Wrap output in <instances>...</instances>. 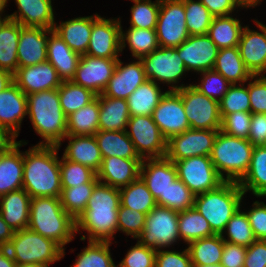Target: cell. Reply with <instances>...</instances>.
<instances>
[{"label":"cell","mask_w":266,"mask_h":267,"mask_svg":"<svg viewBox=\"0 0 266 267\" xmlns=\"http://www.w3.org/2000/svg\"><path fill=\"white\" fill-rule=\"evenodd\" d=\"M119 189L98 182L88 200L86 209L75 220L76 233L87 232L80 240L113 242L118 232L117 217L120 207ZM82 230V231H81Z\"/></svg>","instance_id":"6da1fadb"},{"label":"cell","mask_w":266,"mask_h":267,"mask_svg":"<svg viewBox=\"0 0 266 267\" xmlns=\"http://www.w3.org/2000/svg\"><path fill=\"white\" fill-rule=\"evenodd\" d=\"M56 145H32L23 152L22 188L35 197L60 198V157Z\"/></svg>","instance_id":"7a4b0ae2"},{"label":"cell","mask_w":266,"mask_h":267,"mask_svg":"<svg viewBox=\"0 0 266 267\" xmlns=\"http://www.w3.org/2000/svg\"><path fill=\"white\" fill-rule=\"evenodd\" d=\"M27 107V118L43 139L37 145H56L60 148L67 135V117L60 105L58 89L27 95Z\"/></svg>","instance_id":"3957f363"},{"label":"cell","mask_w":266,"mask_h":267,"mask_svg":"<svg viewBox=\"0 0 266 267\" xmlns=\"http://www.w3.org/2000/svg\"><path fill=\"white\" fill-rule=\"evenodd\" d=\"M28 228L58 243L64 250L76 234V221L63 209L60 198L31 199Z\"/></svg>","instance_id":"277c9868"},{"label":"cell","mask_w":266,"mask_h":267,"mask_svg":"<svg viewBox=\"0 0 266 267\" xmlns=\"http://www.w3.org/2000/svg\"><path fill=\"white\" fill-rule=\"evenodd\" d=\"M244 192L238 182L224 181L216 189L195 197L194 207L209 222L215 234H221L232 218L242 207Z\"/></svg>","instance_id":"5b68a950"},{"label":"cell","mask_w":266,"mask_h":267,"mask_svg":"<svg viewBox=\"0 0 266 267\" xmlns=\"http://www.w3.org/2000/svg\"><path fill=\"white\" fill-rule=\"evenodd\" d=\"M254 145L219 130L210 155L211 161L224 181L239 182L247 173Z\"/></svg>","instance_id":"8992f818"},{"label":"cell","mask_w":266,"mask_h":267,"mask_svg":"<svg viewBox=\"0 0 266 267\" xmlns=\"http://www.w3.org/2000/svg\"><path fill=\"white\" fill-rule=\"evenodd\" d=\"M17 265L43 264L50 266L65 256V250L55 241L25 228L15 231L6 246Z\"/></svg>","instance_id":"52a82bcc"},{"label":"cell","mask_w":266,"mask_h":267,"mask_svg":"<svg viewBox=\"0 0 266 267\" xmlns=\"http://www.w3.org/2000/svg\"><path fill=\"white\" fill-rule=\"evenodd\" d=\"M145 77L157 84H167L168 91H178L188 84H179L183 76L189 73L176 51L172 47H159L141 58ZM180 79V80H179ZM179 84V85H178Z\"/></svg>","instance_id":"ba28073f"},{"label":"cell","mask_w":266,"mask_h":267,"mask_svg":"<svg viewBox=\"0 0 266 267\" xmlns=\"http://www.w3.org/2000/svg\"><path fill=\"white\" fill-rule=\"evenodd\" d=\"M179 212L156 205L145 218L142 233L136 238L146 247L169 249L180 240L178 229Z\"/></svg>","instance_id":"9c48e42d"},{"label":"cell","mask_w":266,"mask_h":267,"mask_svg":"<svg viewBox=\"0 0 266 267\" xmlns=\"http://www.w3.org/2000/svg\"><path fill=\"white\" fill-rule=\"evenodd\" d=\"M191 129L221 130L219 102L207 97L191 84L178 90Z\"/></svg>","instance_id":"30bf717a"},{"label":"cell","mask_w":266,"mask_h":267,"mask_svg":"<svg viewBox=\"0 0 266 267\" xmlns=\"http://www.w3.org/2000/svg\"><path fill=\"white\" fill-rule=\"evenodd\" d=\"M126 132L141 159L166 156L167 140L152 116H131Z\"/></svg>","instance_id":"8fae6325"},{"label":"cell","mask_w":266,"mask_h":267,"mask_svg":"<svg viewBox=\"0 0 266 267\" xmlns=\"http://www.w3.org/2000/svg\"><path fill=\"white\" fill-rule=\"evenodd\" d=\"M155 30L159 47L176 48L190 36L182 0H160Z\"/></svg>","instance_id":"7c38bea8"},{"label":"cell","mask_w":266,"mask_h":267,"mask_svg":"<svg viewBox=\"0 0 266 267\" xmlns=\"http://www.w3.org/2000/svg\"><path fill=\"white\" fill-rule=\"evenodd\" d=\"M178 178L197 196L216 189L224 180L210 156H196L174 162Z\"/></svg>","instance_id":"4fadbf2b"},{"label":"cell","mask_w":266,"mask_h":267,"mask_svg":"<svg viewBox=\"0 0 266 267\" xmlns=\"http://www.w3.org/2000/svg\"><path fill=\"white\" fill-rule=\"evenodd\" d=\"M121 18L93 15L92 32L86 55L99 58H119L121 51Z\"/></svg>","instance_id":"5bb4252c"},{"label":"cell","mask_w":266,"mask_h":267,"mask_svg":"<svg viewBox=\"0 0 266 267\" xmlns=\"http://www.w3.org/2000/svg\"><path fill=\"white\" fill-rule=\"evenodd\" d=\"M217 130L188 129L167 140L166 157L172 162L196 156H210Z\"/></svg>","instance_id":"9a60e30c"},{"label":"cell","mask_w":266,"mask_h":267,"mask_svg":"<svg viewBox=\"0 0 266 267\" xmlns=\"http://www.w3.org/2000/svg\"><path fill=\"white\" fill-rule=\"evenodd\" d=\"M166 140L190 129L181 94L178 91H167L152 114Z\"/></svg>","instance_id":"2e32d148"},{"label":"cell","mask_w":266,"mask_h":267,"mask_svg":"<svg viewBox=\"0 0 266 267\" xmlns=\"http://www.w3.org/2000/svg\"><path fill=\"white\" fill-rule=\"evenodd\" d=\"M118 59L82 55L72 82L100 95L112 77Z\"/></svg>","instance_id":"e0dca14e"},{"label":"cell","mask_w":266,"mask_h":267,"mask_svg":"<svg viewBox=\"0 0 266 267\" xmlns=\"http://www.w3.org/2000/svg\"><path fill=\"white\" fill-rule=\"evenodd\" d=\"M140 178L156 199L157 205L164 206L167 190L171 183L178 178L177 168L174 162L166 156L142 159Z\"/></svg>","instance_id":"ac0fdd59"},{"label":"cell","mask_w":266,"mask_h":267,"mask_svg":"<svg viewBox=\"0 0 266 267\" xmlns=\"http://www.w3.org/2000/svg\"><path fill=\"white\" fill-rule=\"evenodd\" d=\"M259 31L246 25L242 31L238 50L245 67L252 76L266 75V24L253 20Z\"/></svg>","instance_id":"d6986e66"},{"label":"cell","mask_w":266,"mask_h":267,"mask_svg":"<svg viewBox=\"0 0 266 267\" xmlns=\"http://www.w3.org/2000/svg\"><path fill=\"white\" fill-rule=\"evenodd\" d=\"M176 51L188 72L213 70L219 49L206 35H190Z\"/></svg>","instance_id":"ffe728a7"},{"label":"cell","mask_w":266,"mask_h":267,"mask_svg":"<svg viewBox=\"0 0 266 267\" xmlns=\"http://www.w3.org/2000/svg\"><path fill=\"white\" fill-rule=\"evenodd\" d=\"M27 95L13 82L0 92V129L16 140L27 116Z\"/></svg>","instance_id":"44dd1931"},{"label":"cell","mask_w":266,"mask_h":267,"mask_svg":"<svg viewBox=\"0 0 266 267\" xmlns=\"http://www.w3.org/2000/svg\"><path fill=\"white\" fill-rule=\"evenodd\" d=\"M147 78L141 59L124 64L119 58L112 77L102 95L110 98L127 99Z\"/></svg>","instance_id":"7402d4cb"},{"label":"cell","mask_w":266,"mask_h":267,"mask_svg":"<svg viewBox=\"0 0 266 267\" xmlns=\"http://www.w3.org/2000/svg\"><path fill=\"white\" fill-rule=\"evenodd\" d=\"M14 83L26 94L58 89L62 80L50 62L18 67L13 74Z\"/></svg>","instance_id":"603a6c76"},{"label":"cell","mask_w":266,"mask_h":267,"mask_svg":"<svg viewBox=\"0 0 266 267\" xmlns=\"http://www.w3.org/2000/svg\"><path fill=\"white\" fill-rule=\"evenodd\" d=\"M25 140H12L0 150V197L23 186V152Z\"/></svg>","instance_id":"cb8c5ba5"},{"label":"cell","mask_w":266,"mask_h":267,"mask_svg":"<svg viewBox=\"0 0 266 267\" xmlns=\"http://www.w3.org/2000/svg\"><path fill=\"white\" fill-rule=\"evenodd\" d=\"M53 29L22 27L17 49L18 67L32 66L47 61L48 36Z\"/></svg>","instance_id":"d4e9b609"},{"label":"cell","mask_w":266,"mask_h":267,"mask_svg":"<svg viewBox=\"0 0 266 267\" xmlns=\"http://www.w3.org/2000/svg\"><path fill=\"white\" fill-rule=\"evenodd\" d=\"M141 162L142 159L105 157L97 172V179L101 183L118 189L128 186L140 177Z\"/></svg>","instance_id":"484cf974"},{"label":"cell","mask_w":266,"mask_h":267,"mask_svg":"<svg viewBox=\"0 0 266 267\" xmlns=\"http://www.w3.org/2000/svg\"><path fill=\"white\" fill-rule=\"evenodd\" d=\"M10 1V0H7ZM17 10L6 14L7 18L17 21L23 27H42L53 29L55 13L52 0H14Z\"/></svg>","instance_id":"4316f807"},{"label":"cell","mask_w":266,"mask_h":267,"mask_svg":"<svg viewBox=\"0 0 266 267\" xmlns=\"http://www.w3.org/2000/svg\"><path fill=\"white\" fill-rule=\"evenodd\" d=\"M81 55L74 52L54 31L48 36L47 61L56 69L62 81H72Z\"/></svg>","instance_id":"83f0119b"},{"label":"cell","mask_w":266,"mask_h":267,"mask_svg":"<svg viewBox=\"0 0 266 267\" xmlns=\"http://www.w3.org/2000/svg\"><path fill=\"white\" fill-rule=\"evenodd\" d=\"M68 144L63 152V157L69 161L80 163L98 172L102 164V155L94 135L73 136L66 135Z\"/></svg>","instance_id":"f1b7e54d"},{"label":"cell","mask_w":266,"mask_h":267,"mask_svg":"<svg viewBox=\"0 0 266 267\" xmlns=\"http://www.w3.org/2000/svg\"><path fill=\"white\" fill-rule=\"evenodd\" d=\"M31 199L23 188L0 197V214L14 231L28 228Z\"/></svg>","instance_id":"f546056e"},{"label":"cell","mask_w":266,"mask_h":267,"mask_svg":"<svg viewBox=\"0 0 266 267\" xmlns=\"http://www.w3.org/2000/svg\"><path fill=\"white\" fill-rule=\"evenodd\" d=\"M54 24L53 31L79 55H85L92 32L93 15L72 18Z\"/></svg>","instance_id":"4dcf8cb0"},{"label":"cell","mask_w":266,"mask_h":267,"mask_svg":"<svg viewBox=\"0 0 266 267\" xmlns=\"http://www.w3.org/2000/svg\"><path fill=\"white\" fill-rule=\"evenodd\" d=\"M96 97L100 104L99 130L126 131L131 117L127 100L110 98L102 94Z\"/></svg>","instance_id":"1f68e13d"},{"label":"cell","mask_w":266,"mask_h":267,"mask_svg":"<svg viewBox=\"0 0 266 267\" xmlns=\"http://www.w3.org/2000/svg\"><path fill=\"white\" fill-rule=\"evenodd\" d=\"M238 184L245 195L266 197V145L254 146L249 169Z\"/></svg>","instance_id":"d6a6232c"},{"label":"cell","mask_w":266,"mask_h":267,"mask_svg":"<svg viewBox=\"0 0 266 267\" xmlns=\"http://www.w3.org/2000/svg\"><path fill=\"white\" fill-rule=\"evenodd\" d=\"M22 27L17 21L7 17L0 24V69L12 74L18 68L17 49Z\"/></svg>","instance_id":"836d02e7"},{"label":"cell","mask_w":266,"mask_h":267,"mask_svg":"<svg viewBox=\"0 0 266 267\" xmlns=\"http://www.w3.org/2000/svg\"><path fill=\"white\" fill-rule=\"evenodd\" d=\"M160 85L145 80L126 100L130 116H152L154 109L168 90L162 91Z\"/></svg>","instance_id":"e575fe53"},{"label":"cell","mask_w":266,"mask_h":267,"mask_svg":"<svg viewBox=\"0 0 266 267\" xmlns=\"http://www.w3.org/2000/svg\"><path fill=\"white\" fill-rule=\"evenodd\" d=\"M102 158L141 159L126 131L99 130L95 135Z\"/></svg>","instance_id":"d590c367"},{"label":"cell","mask_w":266,"mask_h":267,"mask_svg":"<svg viewBox=\"0 0 266 267\" xmlns=\"http://www.w3.org/2000/svg\"><path fill=\"white\" fill-rule=\"evenodd\" d=\"M213 70L220 73L232 85L245 84L252 77L244 65L237 46L219 49Z\"/></svg>","instance_id":"8d00e7d4"},{"label":"cell","mask_w":266,"mask_h":267,"mask_svg":"<svg viewBox=\"0 0 266 267\" xmlns=\"http://www.w3.org/2000/svg\"><path fill=\"white\" fill-rule=\"evenodd\" d=\"M233 15L213 17L207 35L218 49L231 48L239 45L242 31L245 27L239 18Z\"/></svg>","instance_id":"74e56055"},{"label":"cell","mask_w":266,"mask_h":267,"mask_svg":"<svg viewBox=\"0 0 266 267\" xmlns=\"http://www.w3.org/2000/svg\"><path fill=\"white\" fill-rule=\"evenodd\" d=\"M127 46L135 59L152 53L159 48L156 30L129 27L124 31L121 26V51Z\"/></svg>","instance_id":"f35d334b"},{"label":"cell","mask_w":266,"mask_h":267,"mask_svg":"<svg viewBox=\"0 0 266 267\" xmlns=\"http://www.w3.org/2000/svg\"><path fill=\"white\" fill-rule=\"evenodd\" d=\"M100 104L96 97L67 117V135H95L99 131Z\"/></svg>","instance_id":"ab89813d"},{"label":"cell","mask_w":266,"mask_h":267,"mask_svg":"<svg viewBox=\"0 0 266 267\" xmlns=\"http://www.w3.org/2000/svg\"><path fill=\"white\" fill-rule=\"evenodd\" d=\"M178 229L179 237L186 245L194 240L215 235L209 222L195 207L179 212Z\"/></svg>","instance_id":"60d3db41"},{"label":"cell","mask_w":266,"mask_h":267,"mask_svg":"<svg viewBox=\"0 0 266 267\" xmlns=\"http://www.w3.org/2000/svg\"><path fill=\"white\" fill-rule=\"evenodd\" d=\"M221 234H215L199 240H194L187 245L192 265H215L221 262L224 248Z\"/></svg>","instance_id":"b9f144b4"},{"label":"cell","mask_w":266,"mask_h":267,"mask_svg":"<svg viewBox=\"0 0 266 267\" xmlns=\"http://www.w3.org/2000/svg\"><path fill=\"white\" fill-rule=\"evenodd\" d=\"M121 206L146 215L157 205L156 199L139 177L128 186L119 189Z\"/></svg>","instance_id":"7bdbcfd3"},{"label":"cell","mask_w":266,"mask_h":267,"mask_svg":"<svg viewBox=\"0 0 266 267\" xmlns=\"http://www.w3.org/2000/svg\"><path fill=\"white\" fill-rule=\"evenodd\" d=\"M111 244L108 241H88L70 267H117L110 251Z\"/></svg>","instance_id":"ee69618b"},{"label":"cell","mask_w":266,"mask_h":267,"mask_svg":"<svg viewBox=\"0 0 266 267\" xmlns=\"http://www.w3.org/2000/svg\"><path fill=\"white\" fill-rule=\"evenodd\" d=\"M58 95L61 108L66 117L88 105L97 96L91 90L72 81H62L61 86L58 88Z\"/></svg>","instance_id":"f6af8a7d"},{"label":"cell","mask_w":266,"mask_h":267,"mask_svg":"<svg viewBox=\"0 0 266 267\" xmlns=\"http://www.w3.org/2000/svg\"><path fill=\"white\" fill-rule=\"evenodd\" d=\"M241 209L232 215L225 230L221 233V237L225 242L249 247L257 239L254 236L245 209Z\"/></svg>","instance_id":"bcb514c9"},{"label":"cell","mask_w":266,"mask_h":267,"mask_svg":"<svg viewBox=\"0 0 266 267\" xmlns=\"http://www.w3.org/2000/svg\"><path fill=\"white\" fill-rule=\"evenodd\" d=\"M97 183H85L70 188H62L60 196L63 209L76 220L86 209L89 198Z\"/></svg>","instance_id":"7dc6e473"},{"label":"cell","mask_w":266,"mask_h":267,"mask_svg":"<svg viewBox=\"0 0 266 267\" xmlns=\"http://www.w3.org/2000/svg\"><path fill=\"white\" fill-rule=\"evenodd\" d=\"M185 8L186 26L189 35H206L213 15L200 0H182Z\"/></svg>","instance_id":"c3c4849f"},{"label":"cell","mask_w":266,"mask_h":267,"mask_svg":"<svg viewBox=\"0 0 266 267\" xmlns=\"http://www.w3.org/2000/svg\"><path fill=\"white\" fill-rule=\"evenodd\" d=\"M60 179L62 188H70L85 183H98L97 173L80 163L60 158Z\"/></svg>","instance_id":"681fc988"},{"label":"cell","mask_w":266,"mask_h":267,"mask_svg":"<svg viewBox=\"0 0 266 267\" xmlns=\"http://www.w3.org/2000/svg\"><path fill=\"white\" fill-rule=\"evenodd\" d=\"M133 3L130 11V26L140 29H156L160 0H130Z\"/></svg>","instance_id":"f907efd6"},{"label":"cell","mask_w":266,"mask_h":267,"mask_svg":"<svg viewBox=\"0 0 266 267\" xmlns=\"http://www.w3.org/2000/svg\"><path fill=\"white\" fill-rule=\"evenodd\" d=\"M219 112L221 119L228 114L236 112H250V97L247 82L245 85L233 84L229 87L228 92L219 101Z\"/></svg>","instance_id":"816d5d0a"},{"label":"cell","mask_w":266,"mask_h":267,"mask_svg":"<svg viewBox=\"0 0 266 267\" xmlns=\"http://www.w3.org/2000/svg\"><path fill=\"white\" fill-rule=\"evenodd\" d=\"M198 74H200V82L196 84L191 83V85L199 92L218 102L232 85L220 73L214 70H207Z\"/></svg>","instance_id":"f5cc1de1"},{"label":"cell","mask_w":266,"mask_h":267,"mask_svg":"<svg viewBox=\"0 0 266 267\" xmlns=\"http://www.w3.org/2000/svg\"><path fill=\"white\" fill-rule=\"evenodd\" d=\"M196 195L179 179L174 180L167 190L164 207L181 212L194 207Z\"/></svg>","instance_id":"db71d44e"},{"label":"cell","mask_w":266,"mask_h":267,"mask_svg":"<svg viewBox=\"0 0 266 267\" xmlns=\"http://www.w3.org/2000/svg\"><path fill=\"white\" fill-rule=\"evenodd\" d=\"M117 218L118 231L136 239L144 229L146 214L120 205Z\"/></svg>","instance_id":"11a10c76"},{"label":"cell","mask_w":266,"mask_h":267,"mask_svg":"<svg viewBox=\"0 0 266 267\" xmlns=\"http://www.w3.org/2000/svg\"><path fill=\"white\" fill-rule=\"evenodd\" d=\"M136 241V244L128 249L117 267H155L157 250L144 246L138 240Z\"/></svg>","instance_id":"9f6ffc18"},{"label":"cell","mask_w":266,"mask_h":267,"mask_svg":"<svg viewBox=\"0 0 266 267\" xmlns=\"http://www.w3.org/2000/svg\"><path fill=\"white\" fill-rule=\"evenodd\" d=\"M251 117V112L228 114L222 119L221 131L234 137L248 139Z\"/></svg>","instance_id":"6f0895ef"},{"label":"cell","mask_w":266,"mask_h":267,"mask_svg":"<svg viewBox=\"0 0 266 267\" xmlns=\"http://www.w3.org/2000/svg\"><path fill=\"white\" fill-rule=\"evenodd\" d=\"M248 82L250 112L266 114V76H252Z\"/></svg>","instance_id":"680465c9"},{"label":"cell","mask_w":266,"mask_h":267,"mask_svg":"<svg viewBox=\"0 0 266 267\" xmlns=\"http://www.w3.org/2000/svg\"><path fill=\"white\" fill-rule=\"evenodd\" d=\"M155 267H192L188 248L183 251L159 249L155 256Z\"/></svg>","instance_id":"91938a15"},{"label":"cell","mask_w":266,"mask_h":267,"mask_svg":"<svg viewBox=\"0 0 266 267\" xmlns=\"http://www.w3.org/2000/svg\"><path fill=\"white\" fill-rule=\"evenodd\" d=\"M252 208L246 209L250 226L257 240L266 241V204L263 201H253Z\"/></svg>","instance_id":"94428289"},{"label":"cell","mask_w":266,"mask_h":267,"mask_svg":"<svg viewBox=\"0 0 266 267\" xmlns=\"http://www.w3.org/2000/svg\"><path fill=\"white\" fill-rule=\"evenodd\" d=\"M247 247L224 242V248L221 256V264L224 267H243Z\"/></svg>","instance_id":"6125c7cd"},{"label":"cell","mask_w":266,"mask_h":267,"mask_svg":"<svg viewBox=\"0 0 266 267\" xmlns=\"http://www.w3.org/2000/svg\"><path fill=\"white\" fill-rule=\"evenodd\" d=\"M248 140L254 146L266 145V114H252Z\"/></svg>","instance_id":"be15d7a7"},{"label":"cell","mask_w":266,"mask_h":267,"mask_svg":"<svg viewBox=\"0 0 266 267\" xmlns=\"http://www.w3.org/2000/svg\"><path fill=\"white\" fill-rule=\"evenodd\" d=\"M243 267H266V241L256 240L249 247Z\"/></svg>","instance_id":"e7e4bbea"},{"label":"cell","mask_w":266,"mask_h":267,"mask_svg":"<svg viewBox=\"0 0 266 267\" xmlns=\"http://www.w3.org/2000/svg\"><path fill=\"white\" fill-rule=\"evenodd\" d=\"M201 3L214 16H226L234 14L236 9H244L237 0H200Z\"/></svg>","instance_id":"03108f58"},{"label":"cell","mask_w":266,"mask_h":267,"mask_svg":"<svg viewBox=\"0 0 266 267\" xmlns=\"http://www.w3.org/2000/svg\"><path fill=\"white\" fill-rule=\"evenodd\" d=\"M14 230L3 220L0 214V247H6L14 235Z\"/></svg>","instance_id":"003e7915"},{"label":"cell","mask_w":266,"mask_h":267,"mask_svg":"<svg viewBox=\"0 0 266 267\" xmlns=\"http://www.w3.org/2000/svg\"><path fill=\"white\" fill-rule=\"evenodd\" d=\"M0 267H17L6 247H0Z\"/></svg>","instance_id":"a7ac6f4b"},{"label":"cell","mask_w":266,"mask_h":267,"mask_svg":"<svg viewBox=\"0 0 266 267\" xmlns=\"http://www.w3.org/2000/svg\"><path fill=\"white\" fill-rule=\"evenodd\" d=\"M13 82V74L9 71L0 69V92L9 87Z\"/></svg>","instance_id":"89a4df30"},{"label":"cell","mask_w":266,"mask_h":267,"mask_svg":"<svg viewBox=\"0 0 266 267\" xmlns=\"http://www.w3.org/2000/svg\"><path fill=\"white\" fill-rule=\"evenodd\" d=\"M238 3L243 7V8H249L252 7V9L254 7L259 6L263 0H237Z\"/></svg>","instance_id":"2644e50d"},{"label":"cell","mask_w":266,"mask_h":267,"mask_svg":"<svg viewBox=\"0 0 266 267\" xmlns=\"http://www.w3.org/2000/svg\"><path fill=\"white\" fill-rule=\"evenodd\" d=\"M10 141H12L11 138H9L1 129H0V150H2Z\"/></svg>","instance_id":"8c879c8a"},{"label":"cell","mask_w":266,"mask_h":267,"mask_svg":"<svg viewBox=\"0 0 266 267\" xmlns=\"http://www.w3.org/2000/svg\"><path fill=\"white\" fill-rule=\"evenodd\" d=\"M8 1L7 0H0V13L5 12V8L8 6Z\"/></svg>","instance_id":"753ad0ef"},{"label":"cell","mask_w":266,"mask_h":267,"mask_svg":"<svg viewBox=\"0 0 266 267\" xmlns=\"http://www.w3.org/2000/svg\"><path fill=\"white\" fill-rule=\"evenodd\" d=\"M17 267H49L43 264H22V265H17Z\"/></svg>","instance_id":"34e18365"},{"label":"cell","mask_w":266,"mask_h":267,"mask_svg":"<svg viewBox=\"0 0 266 267\" xmlns=\"http://www.w3.org/2000/svg\"><path fill=\"white\" fill-rule=\"evenodd\" d=\"M192 267H224L221 263L215 265H192Z\"/></svg>","instance_id":"11e5206c"},{"label":"cell","mask_w":266,"mask_h":267,"mask_svg":"<svg viewBox=\"0 0 266 267\" xmlns=\"http://www.w3.org/2000/svg\"><path fill=\"white\" fill-rule=\"evenodd\" d=\"M7 17V15H3V13H0V24L3 22V20Z\"/></svg>","instance_id":"2a66077c"}]
</instances>
